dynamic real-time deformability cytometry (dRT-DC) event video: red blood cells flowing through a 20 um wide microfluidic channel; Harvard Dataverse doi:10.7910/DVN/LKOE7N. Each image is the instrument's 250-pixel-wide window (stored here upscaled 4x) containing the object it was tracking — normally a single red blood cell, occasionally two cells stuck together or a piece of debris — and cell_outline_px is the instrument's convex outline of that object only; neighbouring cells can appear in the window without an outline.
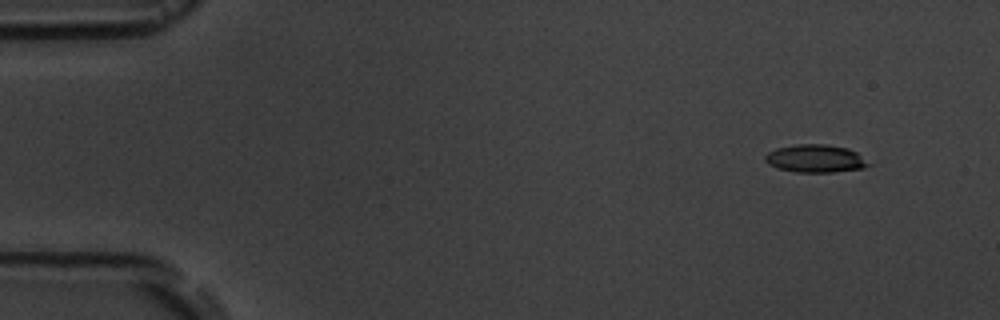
{"species": "common noctule bat (a hibernating species)", "species_latin": "Nyctalus noctula", "temperature_condition": "room temperature", "stored_images_in_passage": 4, "camera_frame_rate_fps": 3000, "um_per_image_px": 0.085, "animal": {"sex": "male", "body_mass_g": 19.5, "forearm_length_mm": 54.6}, "frame": {"image": 1, "passage_image": 1, "time_ms": 0.0, "image_size_px": [1000, 320], "cell_outline_px": [[872, 164], [864, 168], [832, 172], [796, 172], [776, 168], [768, 164], [764, 160], [764, 156], [768, 152], [776, 148], [796, 144], [824, 144], [848, 148], [856, 152]], "centroid_in_image_um": [69.29, 13.48], "position_along_channel_um": 15.7, "area_um2": 16.88}}